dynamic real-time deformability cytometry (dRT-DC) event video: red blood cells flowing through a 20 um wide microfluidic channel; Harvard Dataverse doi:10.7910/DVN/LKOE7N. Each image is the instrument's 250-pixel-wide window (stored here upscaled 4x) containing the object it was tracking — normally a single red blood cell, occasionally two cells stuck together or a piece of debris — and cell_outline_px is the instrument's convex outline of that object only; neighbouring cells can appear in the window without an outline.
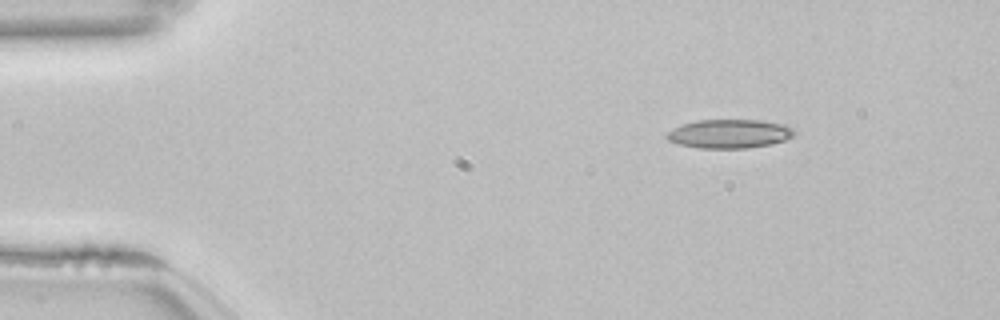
{"species": "common noctule bat (a hibernating species)", "species_latin": "Nyctalus noctula", "temperature_condition": "room temperature", "stored_images_in_passage": 47, "camera_frame_rate_fps": 3000, "um_per_image_px": 0.085, "animal": {"sex": "female", "body_mass_g": 22.7, "forearm_length_mm": 54.2}, "frame": {"image": 1, "passage_image": 1, "time_ms": 0.0, "image_size_px": [1000, 320], "cell_outline_px": [[796, 136], [772, 144], [748, 148], [700, 148], [680, 144], [668, 140], [664, 136], [668, 132], [680, 124], [696, 120], [760, 120], [784, 124], [792, 128], [796, 132]], "centroid_in_image_um": [62.02, 11.36], "position_along_channel_um": 23.0, "area_um2": 21.56}}
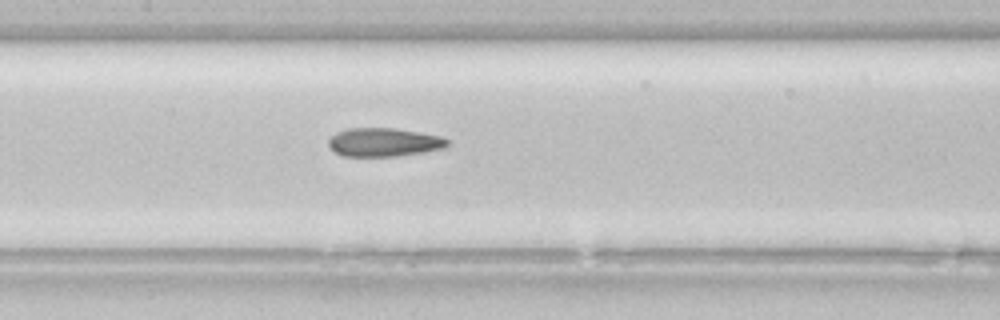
{"frame": {"image": 2, "passage_image": 19, "time_ms": 6.0, "image_size_px": [1000, 320], "cell_outline_px": [[452, 144], [444, 148], [424, 152], [396, 156], [344, 156], [336, 152], [328, 144], [328, 140], [336, 132], [348, 128], [396, 128], [440, 136], [448, 140]], "centroid_in_image_um": [32.66, 12.08], "position_along_channel_um": 174.7, "area_um2": 19.77}}
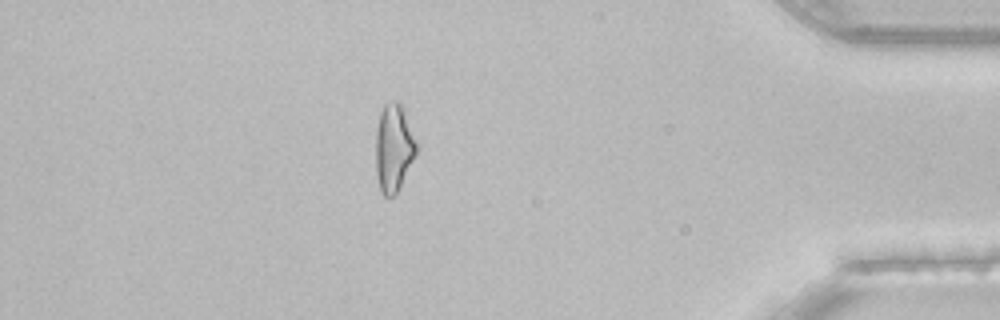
{"frame": {"image": 3, "passage_image": 40, "time_ms": 13.0, "image_size_px": [1000, 320], "cell_outline_px": [[420, 148], [396, 192], [392, 196], [384, 196], [380, 192], [376, 176], [376, 128], [380, 112], [384, 104], [388, 100], [396, 100], [400, 104], [404, 112]], "centroid_in_image_um": [33.46, 12.55], "position_along_channel_um": 401.7, "area_um2": 20.92}, "authors_computed_cell_mechanics": {"area_um2": 20.5768, "velocity_mm_per_s": 3.8579, "shape_relaxation_time_tau1_ms": 7.1276, "shape_relaxation_time_tau2_ms": 2.4255, "deformation_change_tau1": 0.1786, "deformation_change_tau2": 0.1217}}